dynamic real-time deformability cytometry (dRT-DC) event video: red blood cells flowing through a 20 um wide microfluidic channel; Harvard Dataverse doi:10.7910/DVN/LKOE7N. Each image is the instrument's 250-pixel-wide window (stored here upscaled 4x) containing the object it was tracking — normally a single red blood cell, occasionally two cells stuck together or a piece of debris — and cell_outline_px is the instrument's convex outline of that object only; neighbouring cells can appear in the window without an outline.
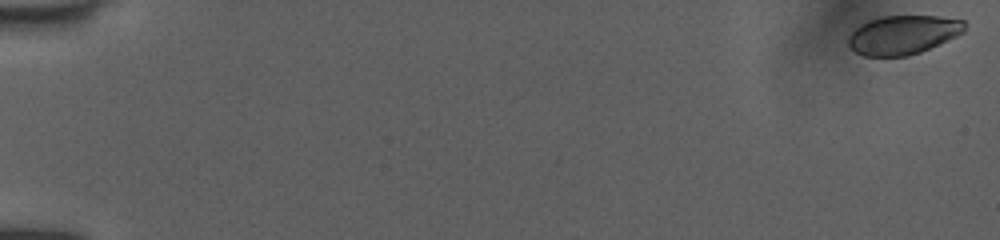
{"species": "human", "species_latin": "Homo sapiens", "temperature_condition": "room temperature", "stored_images_in_passage": 53, "camera_frame_rate_fps": 3000, "um_per_image_px": 0.085, "donor": {"sex": "female"}, "frame": {"image": 1, "passage_image": 1, "time_ms": 0.0, "image_size_px": [1000, 240], "cell_outline_px": [[964, 32], [956, 36], [920, 52], [908, 56], [864, 56], [856, 52], [848, 44], [848, 36], [860, 24], [868, 20], [880, 16], [940, 16], [964, 20]], "centroid_in_image_um": [76.74, 2.95], "position_along_channel_um": 8.3, "area_um2": 26.3}}
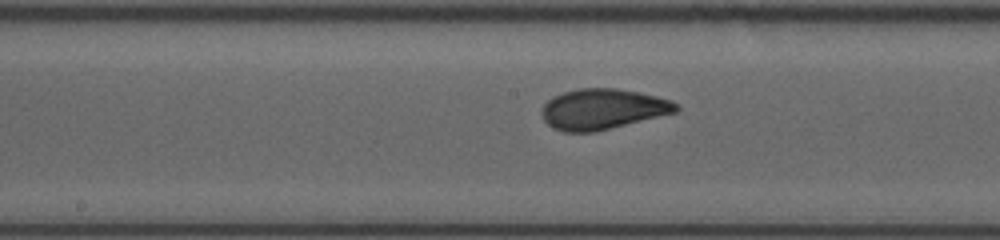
{"frame": {"image": 2, "passage_image": 29, "time_ms": 9.333, "image_size_px": [1000, 240], "cell_outline_px": [[680, 108], [676, 112], [592, 132], [564, 132], [552, 128], [544, 120], [540, 112], [544, 104], [552, 96], [564, 92], [580, 88], [616, 88], [656, 96], [672, 100], [680, 104]], "centroid_in_image_um": [51.21, 9.26], "position_along_channel_um": 197.0, "area_um2": 31.56}}
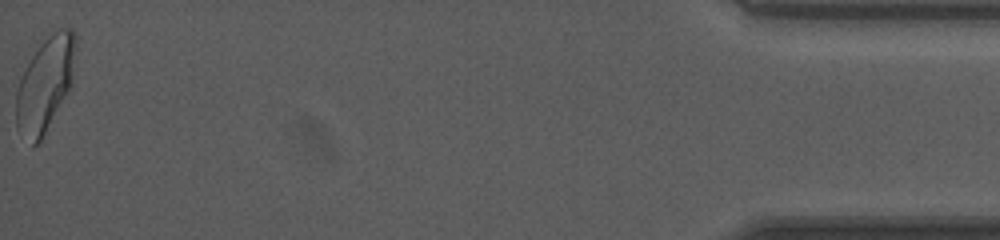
{"frame": {"image": 3, "passage_image": 53, "time_ms": 17.333, "image_size_px": [1000, 240], "cell_outline_px": [[76, 44], [72, 84], [40, 140], [36, 144], [32, 144], [16, 128], [16, 92], [20, 76], [32, 56], [40, 44], [52, 32], [60, 28], [72, 28], [76, 36]], "centroid_in_image_um": [3.84, 7.1], "position_along_channel_um": 431.4, "area_um2": 32.31}, "authors_computed_cell_mechanics": {"area_um2": 30.5184, "velocity_mm_per_s": 4.0156, "shape_relaxation_time_tau1_ms": 3.0468, "shape_relaxation_time_tau2_ms": 0.8421, "deformation_change_tau1": 0.1242, "deformation_change_tau2": 0.0487}}